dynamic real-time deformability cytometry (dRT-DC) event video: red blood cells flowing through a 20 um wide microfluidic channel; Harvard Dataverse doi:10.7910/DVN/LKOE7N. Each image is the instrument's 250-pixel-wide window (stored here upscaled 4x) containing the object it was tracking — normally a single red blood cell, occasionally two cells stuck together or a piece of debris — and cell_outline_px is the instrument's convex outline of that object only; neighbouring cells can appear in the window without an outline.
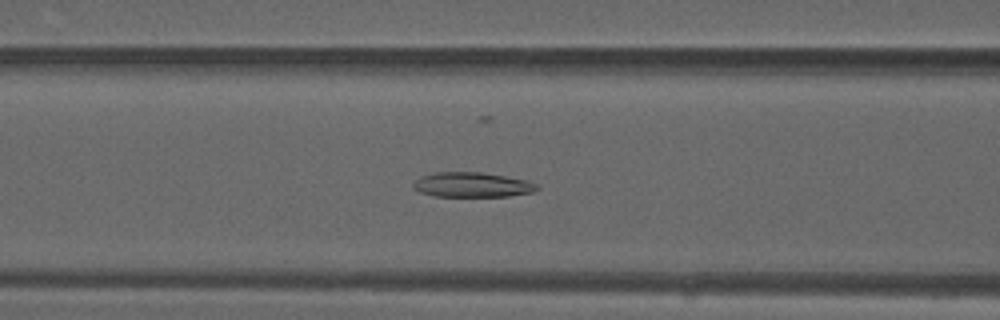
{"species": "common noctule bat (a hibernating species)", "species_latin": "Nyctalus noctula", "temperature_condition": "warm", "stored_images_in_passage": 49, "camera_frame_rate_fps": 3000, "um_per_image_px": 0.085, "animal": {"sex": "male", "forearm_length_mm": 52.5}, "frame": {"image": 1, "passage_image": 20, "time_ms": 6.333, "image_size_px": [1000, 320], "cell_outline_px": [[540, 188], [532, 192], [508, 196], [432, 196], [420, 192], [412, 188], [412, 184], [420, 176], [436, 172], [480, 172], [504, 176], [524, 180], [536, 184]], "centroid_in_image_um": [40.07, 15.71], "position_along_channel_um": 126.5, "area_um2": 17.8}}
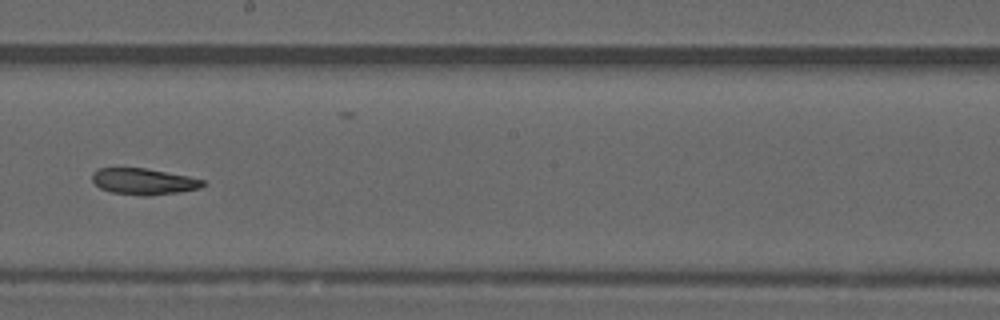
{"frame": {"image": 2, "passage_image": 28, "time_ms": 9.0, "image_size_px": [1000, 320], "cell_outline_px": [[208, 184], [200, 188], [180, 192], [148, 196], [144, 196], [112, 192], [100, 188], [92, 180], [92, 172], [96, 168], [148, 168], [188, 176], [204, 180]], "centroid_in_image_um": [12.23, 15.42], "position_along_channel_um": 236.0, "area_um2": 17.11}}
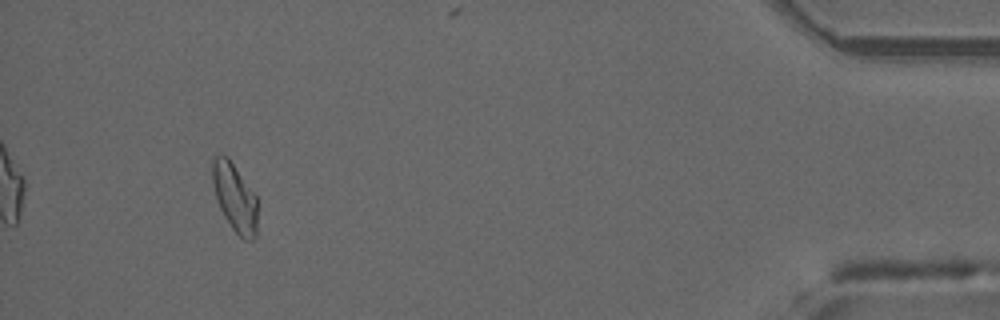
{"frame": {"image": 3, "passage_image": 46, "time_ms": 15.0, "image_size_px": [1000, 320], "cell_outline_px": [[256, 236], [252, 240], [244, 240], [232, 228], [224, 216], [216, 200], [212, 184], [212, 160], [216, 156], [228, 156], [256, 196]], "centroid_in_image_um": [19.93, 16.78], "position_along_channel_um": 415.3, "area_um2": 17.74}, "authors_computed_cell_mechanics": {"area_um2": 18.3804, "velocity_mm_per_s": 4.121, "shape_relaxation_time_tau1_ms": null, "shape_relaxation_time_tau2_ms": 9.0121, "deformation_change_tau1": null, "deformation_change_tau2": 0.1681}}